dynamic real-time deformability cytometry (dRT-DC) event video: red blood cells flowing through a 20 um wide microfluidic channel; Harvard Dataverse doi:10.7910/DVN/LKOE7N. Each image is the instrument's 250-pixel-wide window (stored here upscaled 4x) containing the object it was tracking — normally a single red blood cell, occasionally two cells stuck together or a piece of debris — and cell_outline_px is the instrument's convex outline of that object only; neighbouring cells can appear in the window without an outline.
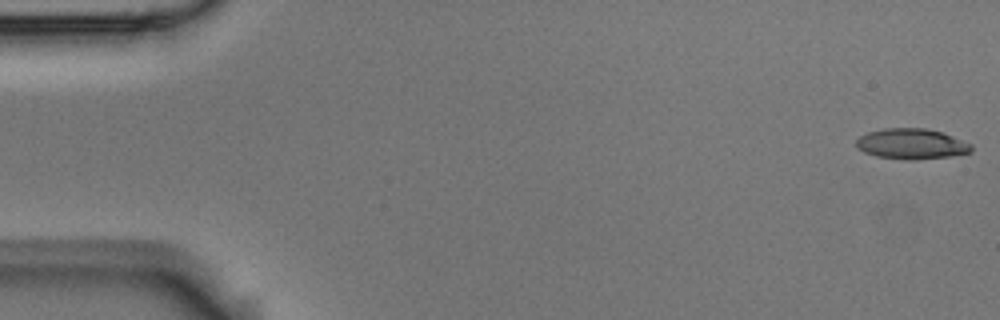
{"species": "Egyptian fruit bat (a non-hibernating species)", "species_latin": "Rousettus aegyptiacus", "temperature_condition": "room temperature", "stored_images_in_passage": 6, "camera_frame_rate_fps": 3000, "um_per_image_px": 0.085, "animal": {"sex": "male"}, "frame": {"image": 1, "passage_image": 1, "time_ms": 0.0, "image_size_px": [1000, 320], "cell_outline_px": [[972, 152], [948, 156], [916, 160], [908, 160], [876, 156], [864, 152], [856, 148], [856, 140], [860, 136], [868, 132], [884, 128], [928, 128], [944, 132], [972, 144]], "centroid_in_image_um": [77.48, 12.22], "position_along_channel_um": 7.5, "area_um2": 20.63}}